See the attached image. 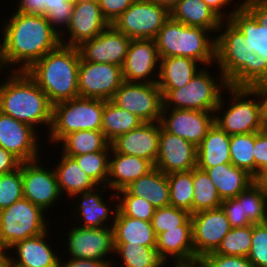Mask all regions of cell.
Wrapping results in <instances>:
<instances>
[{"mask_svg":"<svg viewBox=\"0 0 267 267\" xmlns=\"http://www.w3.org/2000/svg\"><path fill=\"white\" fill-rule=\"evenodd\" d=\"M3 21L1 38L6 62L11 66L6 69L26 71L34 62L61 45L60 35L46 15L12 12L8 21Z\"/></svg>","mask_w":267,"mask_h":267,"instance_id":"cell-1","label":"cell"},{"mask_svg":"<svg viewBox=\"0 0 267 267\" xmlns=\"http://www.w3.org/2000/svg\"><path fill=\"white\" fill-rule=\"evenodd\" d=\"M218 32L215 64L228 85L253 87L267 83V60L249 48L245 36L229 20L221 23Z\"/></svg>","mask_w":267,"mask_h":267,"instance_id":"cell-2","label":"cell"},{"mask_svg":"<svg viewBox=\"0 0 267 267\" xmlns=\"http://www.w3.org/2000/svg\"><path fill=\"white\" fill-rule=\"evenodd\" d=\"M9 73V74H8ZM0 84V111L33 127L51 128L53 105L26 71L9 70Z\"/></svg>","mask_w":267,"mask_h":267,"instance_id":"cell-3","label":"cell"},{"mask_svg":"<svg viewBox=\"0 0 267 267\" xmlns=\"http://www.w3.org/2000/svg\"><path fill=\"white\" fill-rule=\"evenodd\" d=\"M80 59L78 48L61 44L34 62L26 72L46 93L50 103L55 105L79 97Z\"/></svg>","mask_w":267,"mask_h":267,"instance_id":"cell-4","label":"cell"},{"mask_svg":"<svg viewBox=\"0 0 267 267\" xmlns=\"http://www.w3.org/2000/svg\"><path fill=\"white\" fill-rule=\"evenodd\" d=\"M210 32L202 27L184 25L170 17L154 39L159 57H187L211 67L216 62V37L210 36Z\"/></svg>","mask_w":267,"mask_h":267,"instance_id":"cell-5","label":"cell"},{"mask_svg":"<svg viewBox=\"0 0 267 267\" xmlns=\"http://www.w3.org/2000/svg\"><path fill=\"white\" fill-rule=\"evenodd\" d=\"M226 91L232 98L229 100V106H225L226 110L223 111L225 97L222 95L214 112L217 126L230 136L261 132L266 129L260 96L253 87L228 86Z\"/></svg>","mask_w":267,"mask_h":267,"instance_id":"cell-6","label":"cell"},{"mask_svg":"<svg viewBox=\"0 0 267 267\" xmlns=\"http://www.w3.org/2000/svg\"><path fill=\"white\" fill-rule=\"evenodd\" d=\"M208 70L207 66H203L189 83L181 88L160 89L163 95L162 109L215 112L224 90L229 85L221 72L218 79H215Z\"/></svg>","mask_w":267,"mask_h":267,"instance_id":"cell-7","label":"cell"},{"mask_svg":"<svg viewBox=\"0 0 267 267\" xmlns=\"http://www.w3.org/2000/svg\"><path fill=\"white\" fill-rule=\"evenodd\" d=\"M104 100L77 97L53 105L52 125L48 133L52 144L79 130L101 131Z\"/></svg>","mask_w":267,"mask_h":267,"instance_id":"cell-8","label":"cell"},{"mask_svg":"<svg viewBox=\"0 0 267 267\" xmlns=\"http://www.w3.org/2000/svg\"><path fill=\"white\" fill-rule=\"evenodd\" d=\"M45 211L22 198L0 210V245L10 248L15 243L49 230Z\"/></svg>","mask_w":267,"mask_h":267,"instance_id":"cell-9","label":"cell"},{"mask_svg":"<svg viewBox=\"0 0 267 267\" xmlns=\"http://www.w3.org/2000/svg\"><path fill=\"white\" fill-rule=\"evenodd\" d=\"M170 12L150 0H135L111 25L131 39H155Z\"/></svg>","mask_w":267,"mask_h":267,"instance_id":"cell-10","label":"cell"},{"mask_svg":"<svg viewBox=\"0 0 267 267\" xmlns=\"http://www.w3.org/2000/svg\"><path fill=\"white\" fill-rule=\"evenodd\" d=\"M111 101L136 115L142 122H160L163 95L156 83L123 81Z\"/></svg>","mask_w":267,"mask_h":267,"instance_id":"cell-11","label":"cell"},{"mask_svg":"<svg viewBox=\"0 0 267 267\" xmlns=\"http://www.w3.org/2000/svg\"><path fill=\"white\" fill-rule=\"evenodd\" d=\"M122 82L120 66L80 59L78 68L79 97L111 100Z\"/></svg>","mask_w":267,"mask_h":267,"instance_id":"cell-12","label":"cell"},{"mask_svg":"<svg viewBox=\"0 0 267 267\" xmlns=\"http://www.w3.org/2000/svg\"><path fill=\"white\" fill-rule=\"evenodd\" d=\"M39 161L40 159L21 163L23 198L44 211H49L61 199L62 194L54 169L41 166L43 162Z\"/></svg>","mask_w":267,"mask_h":267,"instance_id":"cell-13","label":"cell"},{"mask_svg":"<svg viewBox=\"0 0 267 267\" xmlns=\"http://www.w3.org/2000/svg\"><path fill=\"white\" fill-rule=\"evenodd\" d=\"M73 225V228L71 226V230L67 231L68 239H65L68 242L66 247L69 258L113 262V258L110 260L107 256H113L110 253L115 254L112 227L83 228L76 226V224Z\"/></svg>","mask_w":267,"mask_h":267,"instance_id":"cell-14","label":"cell"},{"mask_svg":"<svg viewBox=\"0 0 267 267\" xmlns=\"http://www.w3.org/2000/svg\"><path fill=\"white\" fill-rule=\"evenodd\" d=\"M195 257L200 260L215 252L224 236L232 229L222 207L191 214Z\"/></svg>","mask_w":267,"mask_h":267,"instance_id":"cell-15","label":"cell"},{"mask_svg":"<svg viewBox=\"0 0 267 267\" xmlns=\"http://www.w3.org/2000/svg\"><path fill=\"white\" fill-rule=\"evenodd\" d=\"M109 25L97 0H74L70 24L60 36L61 44L77 48L102 33ZM65 33L69 35L66 36ZM68 36L70 38L67 40Z\"/></svg>","mask_w":267,"mask_h":267,"instance_id":"cell-16","label":"cell"},{"mask_svg":"<svg viewBox=\"0 0 267 267\" xmlns=\"http://www.w3.org/2000/svg\"><path fill=\"white\" fill-rule=\"evenodd\" d=\"M159 64L160 57L154 39H132L121 67L123 81L157 83ZM153 73L157 76L154 77Z\"/></svg>","mask_w":267,"mask_h":267,"instance_id":"cell-17","label":"cell"},{"mask_svg":"<svg viewBox=\"0 0 267 267\" xmlns=\"http://www.w3.org/2000/svg\"><path fill=\"white\" fill-rule=\"evenodd\" d=\"M215 123V113L186 109H162L161 126L196 147Z\"/></svg>","mask_w":267,"mask_h":267,"instance_id":"cell-18","label":"cell"},{"mask_svg":"<svg viewBox=\"0 0 267 267\" xmlns=\"http://www.w3.org/2000/svg\"><path fill=\"white\" fill-rule=\"evenodd\" d=\"M37 131L0 111V147L4 148L21 162L40 159Z\"/></svg>","mask_w":267,"mask_h":267,"instance_id":"cell-19","label":"cell"},{"mask_svg":"<svg viewBox=\"0 0 267 267\" xmlns=\"http://www.w3.org/2000/svg\"><path fill=\"white\" fill-rule=\"evenodd\" d=\"M108 189L109 188L107 186H97L95 189L86 191L84 193H77L71 197V198L77 197L75 199L77 200L75 201L77 203L74 204V205H77L75 206L76 209L74 208L76 213L75 211H73L72 214L74 213L73 216L75 219L79 217L77 220H80L81 221L80 223H83L80 225L77 224V226L83 227V228H103V227H109V224H110V227L113 226V223L115 221V217L118 211V197H117L116 192L113 193L111 191L110 195H112L111 196L112 198L110 197L109 199H114L113 202H116V204L114 205L115 209L113 208V205L111 209L109 207L110 204L105 203V202H109V200L107 201L106 199L104 201L102 197L104 192L106 190L108 191Z\"/></svg>","mask_w":267,"mask_h":267,"instance_id":"cell-20","label":"cell"},{"mask_svg":"<svg viewBox=\"0 0 267 267\" xmlns=\"http://www.w3.org/2000/svg\"><path fill=\"white\" fill-rule=\"evenodd\" d=\"M131 41V38L109 25L102 33L77 48L84 61L122 67Z\"/></svg>","mask_w":267,"mask_h":267,"instance_id":"cell-21","label":"cell"},{"mask_svg":"<svg viewBox=\"0 0 267 267\" xmlns=\"http://www.w3.org/2000/svg\"><path fill=\"white\" fill-rule=\"evenodd\" d=\"M165 174L187 172L197 167V147L160 124L159 151L154 165Z\"/></svg>","mask_w":267,"mask_h":267,"instance_id":"cell-22","label":"cell"},{"mask_svg":"<svg viewBox=\"0 0 267 267\" xmlns=\"http://www.w3.org/2000/svg\"><path fill=\"white\" fill-rule=\"evenodd\" d=\"M160 122H144L111 142L117 153L144 158L153 165L159 151Z\"/></svg>","mask_w":267,"mask_h":267,"instance_id":"cell-23","label":"cell"},{"mask_svg":"<svg viewBox=\"0 0 267 267\" xmlns=\"http://www.w3.org/2000/svg\"><path fill=\"white\" fill-rule=\"evenodd\" d=\"M156 250L165 263L173 258V266H194L199 262L194 253L192 226H177L160 233Z\"/></svg>","mask_w":267,"mask_h":267,"instance_id":"cell-24","label":"cell"},{"mask_svg":"<svg viewBox=\"0 0 267 267\" xmlns=\"http://www.w3.org/2000/svg\"><path fill=\"white\" fill-rule=\"evenodd\" d=\"M49 231L21 240L10 247L12 254H15L10 256V267H59L62 257L58 252L55 253L48 242Z\"/></svg>","mask_w":267,"mask_h":267,"instance_id":"cell-25","label":"cell"},{"mask_svg":"<svg viewBox=\"0 0 267 267\" xmlns=\"http://www.w3.org/2000/svg\"><path fill=\"white\" fill-rule=\"evenodd\" d=\"M153 168L154 165L144 158L117 153L111 148L106 186L109 191L118 192L150 172Z\"/></svg>","mask_w":267,"mask_h":267,"instance_id":"cell-26","label":"cell"},{"mask_svg":"<svg viewBox=\"0 0 267 267\" xmlns=\"http://www.w3.org/2000/svg\"><path fill=\"white\" fill-rule=\"evenodd\" d=\"M200 169L208 174L222 201L237 197L255 181L246 170L231 163Z\"/></svg>","mask_w":267,"mask_h":267,"instance_id":"cell-27","label":"cell"},{"mask_svg":"<svg viewBox=\"0 0 267 267\" xmlns=\"http://www.w3.org/2000/svg\"><path fill=\"white\" fill-rule=\"evenodd\" d=\"M170 17L187 26L202 27L211 34L218 33L224 21L203 0H180L170 12Z\"/></svg>","mask_w":267,"mask_h":267,"instance_id":"cell-28","label":"cell"},{"mask_svg":"<svg viewBox=\"0 0 267 267\" xmlns=\"http://www.w3.org/2000/svg\"><path fill=\"white\" fill-rule=\"evenodd\" d=\"M230 139L231 136L214 123L197 146V167L210 168L231 163Z\"/></svg>","mask_w":267,"mask_h":267,"instance_id":"cell-29","label":"cell"},{"mask_svg":"<svg viewBox=\"0 0 267 267\" xmlns=\"http://www.w3.org/2000/svg\"><path fill=\"white\" fill-rule=\"evenodd\" d=\"M125 190L132 196L145 198L155 209L170 205L167 174L156 167L130 183Z\"/></svg>","mask_w":267,"mask_h":267,"instance_id":"cell-30","label":"cell"},{"mask_svg":"<svg viewBox=\"0 0 267 267\" xmlns=\"http://www.w3.org/2000/svg\"><path fill=\"white\" fill-rule=\"evenodd\" d=\"M198 63L193 59L180 56L160 58L156 84L160 89L181 88L187 85L195 74L203 68Z\"/></svg>","mask_w":267,"mask_h":267,"instance_id":"cell-31","label":"cell"},{"mask_svg":"<svg viewBox=\"0 0 267 267\" xmlns=\"http://www.w3.org/2000/svg\"><path fill=\"white\" fill-rule=\"evenodd\" d=\"M112 230L114 243H130V245L156 247V235L151 221L124 216L118 210Z\"/></svg>","mask_w":267,"mask_h":267,"instance_id":"cell-32","label":"cell"},{"mask_svg":"<svg viewBox=\"0 0 267 267\" xmlns=\"http://www.w3.org/2000/svg\"><path fill=\"white\" fill-rule=\"evenodd\" d=\"M59 159L53 169L62 195L66 192V196L71 199L74 194L84 193L98 186L81 170L74 158L62 154Z\"/></svg>","mask_w":267,"mask_h":267,"instance_id":"cell-33","label":"cell"},{"mask_svg":"<svg viewBox=\"0 0 267 267\" xmlns=\"http://www.w3.org/2000/svg\"><path fill=\"white\" fill-rule=\"evenodd\" d=\"M229 21L245 36L249 48L267 60V26L259 24L244 6L235 10Z\"/></svg>","mask_w":267,"mask_h":267,"instance_id":"cell-34","label":"cell"},{"mask_svg":"<svg viewBox=\"0 0 267 267\" xmlns=\"http://www.w3.org/2000/svg\"><path fill=\"white\" fill-rule=\"evenodd\" d=\"M142 122L136 115L119 108L111 100L104 101L101 131L111 143L119 135L138 128Z\"/></svg>","mask_w":267,"mask_h":267,"instance_id":"cell-35","label":"cell"},{"mask_svg":"<svg viewBox=\"0 0 267 267\" xmlns=\"http://www.w3.org/2000/svg\"><path fill=\"white\" fill-rule=\"evenodd\" d=\"M62 153L69 157L103 151L110 142L102 131L79 130L67 134L60 142Z\"/></svg>","mask_w":267,"mask_h":267,"instance_id":"cell-36","label":"cell"},{"mask_svg":"<svg viewBox=\"0 0 267 267\" xmlns=\"http://www.w3.org/2000/svg\"><path fill=\"white\" fill-rule=\"evenodd\" d=\"M115 253L123 267H163L166 263L160 258L156 247L114 243ZM122 260V261H121Z\"/></svg>","mask_w":267,"mask_h":267,"instance_id":"cell-37","label":"cell"},{"mask_svg":"<svg viewBox=\"0 0 267 267\" xmlns=\"http://www.w3.org/2000/svg\"><path fill=\"white\" fill-rule=\"evenodd\" d=\"M192 179L194 186L193 214L221 207L222 200L205 170L198 167L192 169Z\"/></svg>","mask_w":267,"mask_h":267,"instance_id":"cell-38","label":"cell"},{"mask_svg":"<svg viewBox=\"0 0 267 267\" xmlns=\"http://www.w3.org/2000/svg\"><path fill=\"white\" fill-rule=\"evenodd\" d=\"M170 205L193 214L194 186L192 170L167 174Z\"/></svg>","mask_w":267,"mask_h":267,"instance_id":"cell-39","label":"cell"},{"mask_svg":"<svg viewBox=\"0 0 267 267\" xmlns=\"http://www.w3.org/2000/svg\"><path fill=\"white\" fill-rule=\"evenodd\" d=\"M111 148L112 146L110 143L103 151L73 157L81 170L85 172L98 186L107 185Z\"/></svg>","mask_w":267,"mask_h":267,"instance_id":"cell-40","label":"cell"},{"mask_svg":"<svg viewBox=\"0 0 267 267\" xmlns=\"http://www.w3.org/2000/svg\"><path fill=\"white\" fill-rule=\"evenodd\" d=\"M255 132L232 135L230 139L231 164L246 170L254 178Z\"/></svg>","mask_w":267,"mask_h":267,"instance_id":"cell-41","label":"cell"},{"mask_svg":"<svg viewBox=\"0 0 267 267\" xmlns=\"http://www.w3.org/2000/svg\"><path fill=\"white\" fill-rule=\"evenodd\" d=\"M235 198L242 203L243 215H246L252 224L264 223L267 197L256 181Z\"/></svg>","mask_w":267,"mask_h":267,"instance_id":"cell-42","label":"cell"},{"mask_svg":"<svg viewBox=\"0 0 267 267\" xmlns=\"http://www.w3.org/2000/svg\"><path fill=\"white\" fill-rule=\"evenodd\" d=\"M252 225L232 228L214 252L219 255L247 257L251 249Z\"/></svg>","mask_w":267,"mask_h":267,"instance_id":"cell-43","label":"cell"},{"mask_svg":"<svg viewBox=\"0 0 267 267\" xmlns=\"http://www.w3.org/2000/svg\"><path fill=\"white\" fill-rule=\"evenodd\" d=\"M151 224L156 237L177 226H192L191 213L171 205L155 209Z\"/></svg>","mask_w":267,"mask_h":267,"instance_id":"cell-44","label":"cell"},{"mask_svg":"<svg viewBox=\"0 0 267 267\" xmlns=\"http://www.w3.org/2000/svg\"><path fill=\"white\" fill-rule=\"evenodd\" d=\"M118 197V210L124 215L143 221H151L155 208L145 200L132 196L125 189L116 192Z\"/></svg>","mask_w":267,"mask_h":267,"instance_id":"cell-45","label":"cell"},{"mask_svg":"<svg viewBox=\"0 0 267 267\" xmlns=\"http://www.w3.org/2000/svg\"><path fill=\"white\" fill-rule=\"evenodd\" d=\"M45 5L47 20L61 36L70 24L74 0H45Z\"/></svg>","mask_w":267,"mask_h":267,"instance_id":"cell-46","label":"cell"},{"mask_svg":"<svg viewBox=\"0 0 267 267\" xmlns=\"http://www.w3.org/2000/svg\"><path fill=\"white\" fill-rule=\"evenodd\" d=\"M23 198L21 165L18 169L0 175V210Z\"/></svg>","mask_w":267,"mask_h":267,"instance_id":"cell-47","label":"cell"},{"mask_svg":"<svg viewBox=\"0 0 267 267\" xmlns=\"http://www.w3.org/2000/svg\"><path fill=\"white\" fill-rule=\"evenodd\" d=\"M255 267H267V227L252 224L251 249L247 256Z\"/></svg>","mask_w":267,"mask_h":267,"instance_id":"cell-48","label":"cell"},{"mask_svg":"<svg viewBox=\"0 0 267 267\" xmlns=\"http://www.w3.org/2000/svg\"><path fill=\"white\" fill-rule=\"evenodd\" d=\"M198 265L200 267H255L247 257L219 255L214 252L203 256Z\"/></svg>","mask_w":267,"mask_h":267,"instance_id":"cell-49","label":"cell"},{"mask_svg":"<svg viewBox=\"0 0 267 267\" xmlns=\"http://www.w3.org/2000/svg\"><path fill=\"white\" fill-rule=\"evenodd\" d=\"M267 170V129L255 132L254 179Z\"/></svg>","mask_w":267,"mask_h":267,"instance_id":"cell-50","label":"cell"},{"mask_svg":"<svg viewBox=\"0 0 267 267\" xmlns=\"http://www.w3.org/2000/svg\"><path fill=\"white\" fill-rule=\"evenodd\" d=\"M221 207L225 211L232 228L252 225L247 216L243 215L242 203L236 198L223 200Z\"/></svg>","mask_w":267,"mask_h":267,"instance_id":"cell-51","label":"cell"},{"mask_svg":"<svg viewBox=\"0 0 267 267\" xmlns=\"http://www.w3.org/2000/svg\"><path fill=\"white\" fill-rule=\"evenodd\" d=\"M135 0H97L103 17L111 25Z\"/></svg>","mask_w":267,"mask_h":267,"instance_id":"cell-52","label":"cell"},{"mask_svg":"<svg viewBox=\"0 0 267 267\" xmlns=\"http://www.w3.org/2000/svg\"><path fill=\"white\" fill-rule=\"evenodd\" d=\"M243 6L259 24L267 26V0H244Z\"/></svg>","mask_w":267,"mask_h":267,"instance_id":"cell-53","label":"cell"},{"mask_svg":"<svg viewBox=\"0 0 267 267\" xmlns=\"http://www.w3.org/2000/svg\"><path fill=\"white\" fill-rule=\"evenodd\" d=\"M17 4V13L46 15L45 0H19Z\"/></svg>","mask_w":267,"mask_h":267,"instance_id":"cell-54","label":"cell"},{"mask_svg":"<svg viewBox=\"0 0 267 267\" xmlns=\"http://www.w3.org/2000/svg\"><path fill=\"white\" fill-rule=\"evenodd\" d=\"M21 163L13 154L0 147V175L18 169Z\"/></svg>","mask_w":267,"mask_h":267,"instance_id":"cell-55","label":"cell"},{"mask_svg":"<svg viewBox=\"0 0 267 267\" xmlns=\"http://www.w3.org/2000/svg\"><path fill=\"white\" fill-rule=\"evenodd\" d=\"M59 267H112V262H105L100 260L93 259H78V258H69L67 261H61Z\"/></svg>","mask_w":267,"mask_h":267,"instance_id":"cell-56","label":"cell"},{"mask_svg":"<svg viewBox=\"0 0 267 267\" xmlns=\"http://www.w3.org/2000/svg\"><path fill=\"white\" fill-rule=\"evenodd\" d=\"M213 11H215L224 21L225 20H229L231 15L234 13L235 10H237L240 7H243V2H239V6L234 7L233 10H231L230 12H225L222 11L224 10V6L226 8V6L229 4V6H231L230 2L233 0H203Z\"/></svg>","mask_w":267,"mask_h":267,"instance_id":"cell-57","label":"cell"},{"mask_svg":"<svg viewBox=\"0 0 267 267\" xmlns=\"http://www.w3.org/2000/svg\"><path fill=\"white\" fill-rule=\"evenodd\" d=\"M253 88L258 92V95L260 96L262 104L263 122L265 128L267 129V83L255 85L253 86Z\"/></svg>","mask_w":267,"mask_h":267,"instance_id":"cell-58","label":"cell"},{"mask_svg":"<svg viewBox=\"0 0 267 267\" xmlns=\"http://www.w3.org/2000/svg\"><path fill=\"white\" fill-rule=\"evenodd\" d=\"M11 255L12 254L9 248L0 245V267H10V256Z\"/></svg>","mask_w":267,"mask_h":267,"instance_id":"cell-59","label":"cell"},{"mask_svg":"<svg viewBox=\"0 0 267 267\" xmlns=\"http://www.w3.org/2000/svg\"><path fill=\"white\" fill-rule=\"evenodd\" d=\"M161 7L166 8L169 12L177 5L180 0H150Z\"/></svg>","mask_w":267,"mask_h":267,"instance_id":"cell-60","label":"cell"},{"mask_svg":"<svg viewBox=\"0 0 267 267\" xmlns=\"http://www.w3.org/2000/svg\"><path fill=\"white\" fill-rule=\"evenodd\" d=\"M255 181L260 185V187L262 188L264 194L267 197V170L264 171L263 173H261L256 179Z\"/></svg>","mask_w":267,"mask_h":267,"instance_id":"cell-61","label":"cell"},{"mask_svg":"<svg viewBox=\"0 0 267 267\" xmlns=\"http://www.w3.org/2000/svg\"><path fill=\"white\" fill-rule=\"evenodd\" d=\"M8 66L6 59H5V54H4V44H3V39L0 41V71L6 70L5 68ZM1 74V72H0Z\"/></svg>","mask_w":267,"mask_h":267,"instance_id":"cell-62","label":"cell"},{"mask_svg":"<svg viewBox=\"0 0 267 267\" xmlns=\"http://www.w3.org/2000/svg\"><path fill=\"white\" fill-rule=\"evenodd\" d=\"M264 222H267V199H266V209H265V220Z\"/></svg>","mask_w":267,"mask_h":267,"instance_id":"cell-63","label":"cell"},{"mask_svg":"<svg viewBox=\"0 0 267 267\" xmlns=\"http://www.w3.org/2000/svg\"><path fill=\"white\" fill-rule=\"evenodd\" d=\"M172 267V266H171ZM173 267H191V266H173Z\"/></svg>","mask_w":267,"mask_h":267,"instance_id":"cell-64","label":"cell"}]
</instances>
